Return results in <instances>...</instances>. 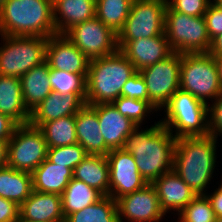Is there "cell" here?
Segmentation results:
<instances>
[{"label":"cell","instance_id":"6da1fadb","mask_svg":"<svg viewBox=\"0 0 222 222\" xmlns=\"http://www.w3.org/2000/svg\"><path fill=\"white\" fill-rule=\"evenodd\" d=\"M136 127L124 140L122 150L130 153L147 184L173 170L176 138L157 122L146 130Z\"/></svg>","mask_w":222,"mask_h":222},{"label":"cell","instance_id":"7a4b0ae2","mask_svg":"<svg viewBox=\"0 0 222 222\" xmlns=\"http://www.w3.org/2000/svg\"><path fill=\"white\" fill-rule=\"evenodd\" d=\"M216 143L217 139L209 135L176 139L173 171L196 195L206 194L216 166Z\"/></svg>","mask_w":222,"mask_h":222},{"label":"cell","instance_id":"3957f363","mask_svg":"<svg viewBox=\"0 0 222 222\" xmlns=\"http://www.w3.org/2000/svg\"><path fill=\"white\" fill-rule=\"evenodd\" d=\"M0 35H56L53 0H6L0 9Z\"/></svg>","mask_w":222,"mask_h":222},{"label":"cell","instance_id":"277c9868","mask_svg":"<svg viewBox=\"0 0 222 222\" xmlns=\"http://www.w3.org/2000/svg\"><path fill=\"white\" fill-rule=\"evenodd\" d=\"M136 72L119 49L111 55L90 60L86 77V104L112 103L121 96L122 87Z\"/></svg>","mask_w":222,"mask_h":222},{"label":"cell","instance_id":"5b68a950","mask_svg":"<svg viewBox=\"0 0 222 222\" xmlns=\"http://www.w3.org/2000/svg\"><path fill=\"white\" fill-rule=\"evenodd\" d=\"M208 104L191 93L178 89L165 108L166 117L161 124L177 139L180 137L208 136ZM173 128L175 129L173 134Z\"/></svg>","mask_w":222,"mask_h":222},{"label":"cell","instance_id":"8992f818","mask_svg":"<svg viewBox=\"0 0 222 222\" xmlns=\"http://www.w3.org/2000/svg\"><path fill=\"white\" fill-rule=\"evenodd\" d=\"M164 33L173 52L180 54L208 53L211 39L204 16H190L165 9Z\"/></svg>","mask_w":222,"mask_h":222},{"label":"cell","instance_id":"52a82bcc","mask_svg":"<svg viewBox=\"0 0 222 222\" xmlns=\"http://www.w3.org/2000/svg\"><path fill=\"white\" fill-rule=\"evenodd\" d=\"M1 39L0 75L21 78L45 61L48 38L1 35Z\"/></svg>","mask_w":222,"mask_h":222},{"label":"cell","instance_id":"ba28073f","mask_svg":"<svg viewBox=\"0 0 222 222\" xmlns=\"http://www.w3.org/2000/svg\"><path fill=\"white\" fill-rule=\"evenodd\" d=\"M180 89L191 93L205 104H208L207 99H216L222 93L213 55L182 54Z\"/></svg>","mask_w":222,"mask_h":222},{"label":"cell","instance_id":"9c48e42d","mask_svg":"<svg viewBox=\"0 0 222 222\" xmlns=\"http://www.w3.org/2000/svg\"><path fill=\"white\" fill-rule=\"evenodd\" d=\"M43 132L30 123L18 125L8 141L7 166L32 173L47 158Z\"/></svg>","mask_w":222,"mask_h":222},{"label":"cell","instance_id":"30bf717a","mask_svg":"<svg viewBox=\"0 0 222 222\" xmlns=\"http://www.w3.org/2000/svg\"><path fill=\"white\" fill-rule=\"evenodd\" d=\"M167 0H133L117 40H136L164 34Z\"/></svg>","mask_w":222,"mask_h":222},{"label":"cell","instance_id":"8fae6325","mask_svg":"<svg viewBox=\"0 0 222 222\" xmlns=\"http://www.w3.org/2000/svg\"><path fill=\"white\" fill-rule=\"evenodd\" d=\"M182 54L173 52L164 60L141 69L150 104L157 110L162 109L171 96L180 89V68Z\"/></svg>","mask_w":222,"mask_h":222},{"label":"cell","instance_id":"7c38bea8","mask_svg":"<svg viewBox=\"0 0 222 222\" xmlns=\"http://www.w3.org/2000/svg\"><path fill=\"white\" fill-rule=\"evenodd\" d=\"M64 36L89 60L111 55L118 50L117 34L96 16L70 28Z\"/></svg>","mask_w":222,"mask_h":222},{"label":"cell","instance_id":"4fadbf2b","mask_svg":"<svg viewBox=\"0 0 222 222\" xmlns=\"http://www.w3.org/2000/svg\"><path fill=\"white\" fill-rule=\"evenodd\" d=\"M109 162V196L120 197L143 188L147 182L138 171L134 157L122 149H113L107 155Z\"/></svg>","mask_w":222,"mask_h":222},{"label":"cell","instance_id":"5bb4252c","mask_svg":"<svg viewBox=\"0 0 222 222\" xmlns=\"http://www.w3.org/2000/svg\"><path fill=\"white\" fill-rule=\"evenodd\" d=\"M117 208L119 222H123L124 217L130 222H159L165 215L152 184L120 197Z\"/></svg>","mask_w":222,"mask_h":222},{"label":"cell","instance_id":"9a60e30c","mask_svg":"<svg viewBox=\"0 0 222 222\" xmlns=\"http://www.w3.org/2000/svg\"><path fill=\"white\" fill-rule=\"evenodd\" d=\"M117 45L137 71L164 60L173 53L165 33L150 38L117 40Z\"/></svg>","mask_w":222,"mask_h":222},{"label":"cell","instance_id":"2e32d148","mask_svg":"<svg viewBox=\"0 0 222 222\" xmlns=\"http://www.w3.org/2000/svg\"><path fill=\"white\" fill-rule=\"evenodd\" d=\"M45 61L50 68L87 74L90 60L67 37L56 34L48 38Z\"/></svg>","mask_w":222,"mask_h":222},{"label":"cell","instance_id":"e0dca14e","mask_svg":"<svg viewBox=\"0 0 222 222\" xmlns=\"http://www.w3.org/2000/svg\"><path fill=\"white\" fill-rule=\"evenodd\" d=\"M85 104L86 93L62 95L52 91L31 111L29 123L39 128L45 122L65 116H75Z\"/></svg>","mask_w":222,"mask_h":222},{"label":"cell","instance_id":"ac0fdd59","mask_svg":"<svg viewBox=\"0 0 222 222\" xmlns=\"http://www.w3.org/2000/svg\"><path fill=\"white\" fill-rule=\"evenodd\" d=\"M91 106L97 111L105 145L110 150L121 149L125 138L138 126L129 118L121 115L112 103Z\"/></svg>","mask_w":222,"mask_h":222},{"label":"cell","instance_id":"d6986e66","mask_svg":"<svg viewBox=\"0 0 222 222\" xmlns=\"http://www.w3.org/2000/svg\"><path fill=\"white\" fill-rule=\"evenodd\" d=\"M165 213L176 210L178 214L197 196L175 171L164 173L152 183Z\"/></svg>","mask_w":222,"mask_h":222},{"label":"cell","instance_id":"ffe728a7","mask_svg":"<svg viewBox=\"0 0 222 222\" xmlns=\"http://www.w3.org/2000/svg\"><path fill=\"white\" fill-rule=\"evenodd\" d=\"M76 134L78 143L88 155L106 156L111 150L105 145L97 111L85 104L75 115Z\"/></svg>","mask_w":222,"mask_h":222},{"label":"cell","instance_id":"44dd1931","mask_svg":"<svg viewBox=\"0 0 222 222\" xmlns=\"http://www.w3.org/2000/svg\"><path fill=\"white\" fill-rule=\"evenodd\" d=\"M20 216L33 222H65L61 195L33 190L20 205Z\"/></svg>","mask_w":222,"mask_h":222},{"label":"cell","instance_id":"7402d4cb","mask_svg":"<svg viewBox=\"0 0 222 222\" xmlns=\"http://www.w3.org/2000/svg\"><path fill=\"white\" fill-rule=\"evenodd\" d=\"M96 0H53L56 34L64 35L70 28L95 17Z\"/></svg>","mask_w":222,"mask_h":222},{"label":"cell","instance_id":"603a6c76","mask_svg":"<svg viewBox=\"0 0 222 222\" xmlns=\"http://www.w3.org/2000/svg\"><path fill=\"white\" fill-rule=\"evenodd\" d=\"M0 113L18 125L29 123L31 112L23 101L20 78L0 75Z\"/></svg>","mask_w":222,"mask_h":222},{"label":"cell","instance_id":"cb8c5ba5","mask_svg":"<svg viewBox=\"0 0 222 222\" xmlns=\"http://www.w3.org/2000/svg\"><path fill=\"white\" fill-rule=\"evenodd\" d=\"M31 174L34 191L58 195H62L69 181L73 178L72 169L56 165L47 158Z\"/></svg>","mask_w":222,"mask_h":222},{"label":"cell","instance_id":"d4e9b609","mask_svg":"<svg viewBox=\"0 0 222 222\" xmlns=\"http://www.w3.org/2000/svg\"><path fill=\"white\" fill-rule=\"evenodd\" d=\"M49 72L50 67L44 61L20 78L23 101L30 112L52 92Z\"/></svg>","mask_w":222,"mask_h":222},{"label":"cell","instance_id":"484cf974","mask_svg":"<svg viewBox=\"0 0 222 222\" xmlns=\"http://www.w3.org/2000/svg\"><path fill=\"white\" fill-rule=\"evenodd\" d=\"M73 178L85 182L103 196H109L110 174L107 156L88 155L74 168Z\"/></svg>","mask_w":222,"mask_h":222},{"label":"cell","instance_id":"4316f807","mask_svg":"<svg viewBox=\"0 0 222 222\" xmlns=\"http://www.w3.org/2000/svg\"><path fill=\"white\" fill-rule=\"evenodd\" d=\"M32 191L31 173L17 171L9 166L0 168V197L11 200L20 206Z\"/></svg>","mask_w":222,"mask_h":222},{"label":"cell","instance_id":"83f0119b","mask_svg":"<svg viewBox=\"0 0 222 222\" xmlns=\"http://www.w3.org/2000/svg\"><path fill=\"white\" fill-rule=\"evenodd\" d=\"M103 195L85 182L72 178L61 195L65 219L72 213L83 210L99 201Z\"/></svg>","mask_w":222,"mask_h":222},{"label":"cell","instance_id":"f1b7e54d","mask_svg":"<svg viewBox=\"0 0 222 222\" xmlns=\"http://www.w3.org/2000/svg\"><path fill=\"white\" fill-rule=\"evenodd\" d=\"M39 129L43 132L48 148L78 143L75 116H65L45 122Z\"/></svg>","mask_w":222,"mask_h":222},{"label":"cell","instance_id":"f546056e","mask_svg":"<svg viewBox=\"0 0 222 222\" xmlns=\"http://www.w3.org/2000/svg\"><path fill=\"white\" fill-rule=\"evenodd\" d=\"M133 0H96L95 16L114 33L124 27Z\"/></svg>","mask_w":222,"mask_h":222},{"label":"cell","instance_id":"4dcf8cb0","mask_svg":"<svg viewBox=\"0 0 222 222\" xmlns=\"http://www.w3.org/2000/svg\"><path fill=\"white\" fill-rule=\"evenodd\" d=\"M65 222H119L117 201L103 196L96 203L70 214Z\"/></svg>","mask_w":222,"mask_h":222},{"label":"cell","instance_id":"1f68e13d","mask_svg":"<svg viewBox=\"0 0 222 222\" xmlns=\"http://www.w3.org/2000/svg\"><path fill=\"white\" fill-rule=\"evenodd\" d=\"M87 74H76L50 68L49 81L53 92L65 95L67 93H86Z\"/></svg>","mask_w":222,"mask_h":222},{"label":"cell","instance_id":"d6a6232c","mask_svg":"<svg viewBox=\"0 0 222 222\" xmlns=\"http://www.w3.org/2000/svg\"><path fill=\"white\" fill-rule=\"evenodd\" d=\"M178 215V222H215L217 218L206 195H197Z\"/></svg>","mask_w":222,"mask_h":222},{"label":"cell","instance_id":"836d02e7","mask_svg":"<svg viewBox=\"0 0 222 222\" xmlns=\"http://www.w3.org/2000/svg\"><path fill=\"white\" fill-rule=\"evenodd\" d=\"M88 154L85 149L79 144H73L62 147L48 148L47 159L56 164L68 167L72 170L78 166Z\"/></svg>","mask_w":222,"mask_h":222},{"label":"cell","instance_id":"e575fe53","mask_svg":"<svg viewBox=\"0 0 222 222\" xmlns=\"http://www.w3.org/2000/svg\"><path fill=\"white\" fill-rule=\"evenodd\" d=\"M112 104L121 115L129 118L137 126L141 125L142 121L147 116V113L149 114L152 110L156 111L148 101L124 96H120L113 101Z\"/></svg>","mask_w":222,"mask_h":222},{"label":"cell","instance_id":"d590c367","mask_svg":"<svg viewBox=\"0 0 222 222\" xmlns=\"http://www.w3.org/2000/svg\"><path fill=\"white\" fill-rule=\"evenodd\" d=\"M211 2V0H167V4L174 11L193 17L204 16Z\"/></svg>","mask_w":222,"mask_h":222},{"label":"cell","instance_id":"8d00e7d4","mask_svg":"<svg viewBox=\"0 0 222 222\" xmlns=\"http://www.w3.org/2000/svg\"><path fill=\"white\" fill-rule=\"evenodd\" d=\"M121 96L144 100L150 103L145 80L139 71L131 76L124 84L121 90Z\"/></svg>","mask_w":222,"mask_h":222},{"label":"cell","instance_id":"74e56055","mask_svg":"<svg viewBox=\"0 0 222 222\" xmlns=\"http://www.w3.org/2000/svg\"><path fill=\"white\" fill-rule=\"evenodd\" d=\"M207 33L211 41L222 33V8L214 1L208 6L204 14Z\"/></svg>","mask_w":222,"mask_h":222},{"label":"cell","instance_id":"f35d334b","mask_svg":"<svg viewBox=\"0 0 222 222\" xmlns=\"http://www.w3.org/2000/svg\"><path fill=\"white\" fill-rule=\"evenodd\" d=\"M214 101L211 107H207V115H210L208 117V131L209 136L217 139L218 135H222V93Z\"/></svg>","mask_w":222,"mask_h":222},{"label":"cell","instance_id":"ab89813d","mask_svg":"<svg viewBox=\"0 0 222 222\" xmlns=\"http://www.w3.org/2000/svg\"><path fill=\"white\" fill-rule=\"evenodd\" d=\"M20 216V206L0 197V222H15Z\"/></svg>","mask_w":222,"mask_h":222},{"label":"cell","instance_id":"60d3db41","mask_svg":"<svg viewBox=\"0 0 222 222\" xmlns=\"http://www.w3.org/2000/svg\"><path fill=\"white\" fill-rule=\"evenodd\" d=\"M18 124L7 115L0 113V139L9 141Z\"/></svg>","mask_w":222,"mask_h":222},{"label":"cell","instance_id":"b9f144b4","mask_svg":"<svg viewBox=\"0 0 222 222\" xmlns=\"http://www.w3.org/2000/svg\"><path fill=\"white\" fill-rule=\"evenodd\" d=\"M205 195L209 199L216 217L222 216V187H218V189H216L211 195Z\"/></svg>","mask_w":222,"mask_h":222},{"label":"cell","instance_id":"7bdbcfd3","mask_svg":"<svg viewBox=\"0 0 222 222\" xmlns=\"http://www.w3.org/2000/svg\"><path fill=\"white\" fill-rule=\"evenodd\" d=\"M208 53L211 55H222V33L211 41Z\"/></svg>","mask_w":222,"mask_h":222},{"label":"cell","instance_id":"ee69618b","mask_svg":"<svg viewBox=\"0 0 222 222\" xmlns=\"http://www.w3.org/2000/svg\"><path fill=\"white\" fill-rule=\"evenodd\" d=\"M8 141L0 139V168L7 166Z\"/></svg>","mask_w":222,"mask_h":222},{"label":"cell","instance_id":"f6af8a7d","mask_svg":"<svg viewBox=\"0 0 222 222\" xmlns=\"http://www.w3.org/2000/svg\"><path fill=\"white\" fill-rule=\"evenodd\" d=\"M213 58L217 70L219 85L222 90V55H213Z\"/></svg>","mask_w":222,"mask_h":222},{"label":"cell","instance_id":"bcb514c9","mask_svg":"<svg viewBox=\"0 0 222 222\" xmlns=\"http://www.w3.org/2000/svg\"><path fill=\"white\" fill-rule=\"evenodd\" d=\"M15 222H33V221H28V220L22 218L21 216H19V218Z\"/></svg>","mask_w":222,"mask_h":222},{"label":"cell","instance_id":"7dc6e473","mask_svg":"<svg viewBox=\"0 0 222 222\" xmlns=\"http://www.w3.org/2000/svg\"><path fill=\"white\" fill-rule=\"evenodd\" d=\"M213 1L222 8V0H213Z\"/></svg>","mask_w":222,"mask_h":222},{"label":"cell","instance_id":"c3c4849f","mask_svg":"<svg viewBox=\"0 0 222 222\" xmlns=\"http://www.w3.org/2000/svg\"><path fill=\"white\" fill-rule=\"evenodd\" d=\"M215 222H222V216L217 217L216 220H215Z\"/></svg>","mask_w":222,"mask_h":222},{"label":"cell","instance_id":"681fc988","mask_svg":"<svg viewBox=\"0 0 222 222\" xmlns=\"http://www.w3.org/2000/svg\"><path fill=\"white\" fill-rule=\"evenodd\" d=\"M6 0H0V9L2 8L3 4L5 3Z\"/></svg>","mask_w":222,"mask_h":222}]
</instances>
